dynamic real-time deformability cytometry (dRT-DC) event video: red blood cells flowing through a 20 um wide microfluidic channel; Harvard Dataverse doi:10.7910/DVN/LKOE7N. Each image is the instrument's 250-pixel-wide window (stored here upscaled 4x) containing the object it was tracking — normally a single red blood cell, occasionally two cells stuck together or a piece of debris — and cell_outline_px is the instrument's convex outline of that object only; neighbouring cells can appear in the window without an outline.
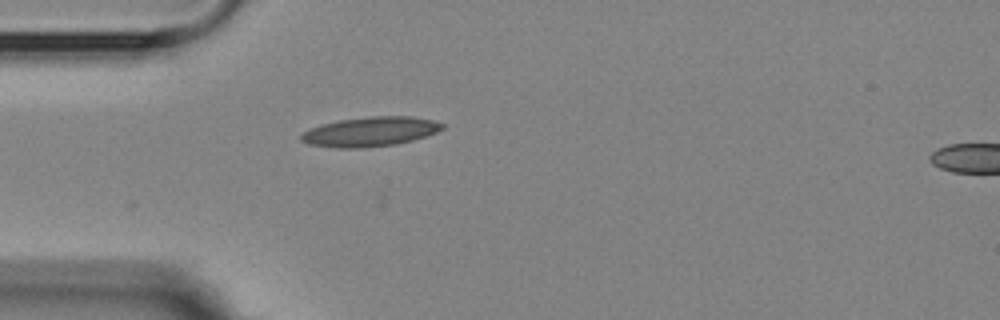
{"species": "Egyptian fruit bat (a non-hibernating species)", "species_latin": "Rousettus aegyptiacus", "temperature_condition": "room temperature", "stored_images_in_passage": 3, "segment_of_instrument_passage": [1, 2], "camera_frame_rate_fps": 3000, "um_per_image_px": 0.085, "animal": {"sex": "female"}, "frame": {"image": 1, "passage_image": 2, "time_ms": 1.333, "image_size_px": [1000, 320], "cell_outline_px": [[444, 128], [436, 132], [412, 140], [396, 144], [360, 148], [336, 148], [308, 144], [300, 140], [300, 136], [308, 128], [320, 124], [340, 120], [368, 116], [412, 116], [432, 120], [444, 124]], "centroid_in_image_um": [31.43, 11.19], "position_along_channel_um": 53.6, "area_um2": 24.33}}